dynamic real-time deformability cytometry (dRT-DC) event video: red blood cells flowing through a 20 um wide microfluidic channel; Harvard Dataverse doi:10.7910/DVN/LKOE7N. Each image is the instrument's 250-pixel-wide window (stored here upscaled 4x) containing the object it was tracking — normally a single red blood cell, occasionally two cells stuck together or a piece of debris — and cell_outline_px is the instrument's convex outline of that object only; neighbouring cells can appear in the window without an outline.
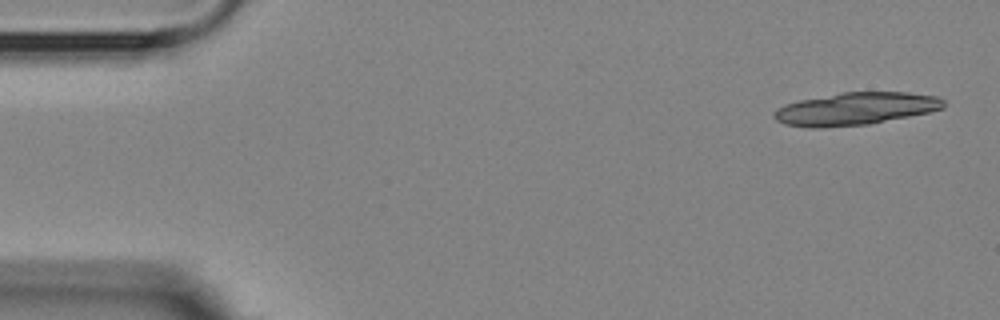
{"species": "Egyptian fruit bat (a non-hibernating species)", "species_latin": "Rousettus aegyptiacus", "temperature_condition": "room temperature", "stored_images_in_passage": 5, "camera_frame_rate_fps": 3000, "um_per_image_px": 0.085, "animal": {"sex": "female"}, "frame": {"image": 1, "passage_image": 1, "time_ms": 0.0, "image_size_px": [1000, 320], "cell_outline_px": [[944, 108], [928, 112], [868, 124], [820, 128], [812, 128], [784, 124], [776, 120], [772, 116], [772, 112], [784, 104], [800, 100], [840, 92], [908, 92], [936, 96], [944, 100]], "centroid_in_image_um": [72.67, 9.24], "position_along_channel_um": 12.3, "area_um2": 32.14}}
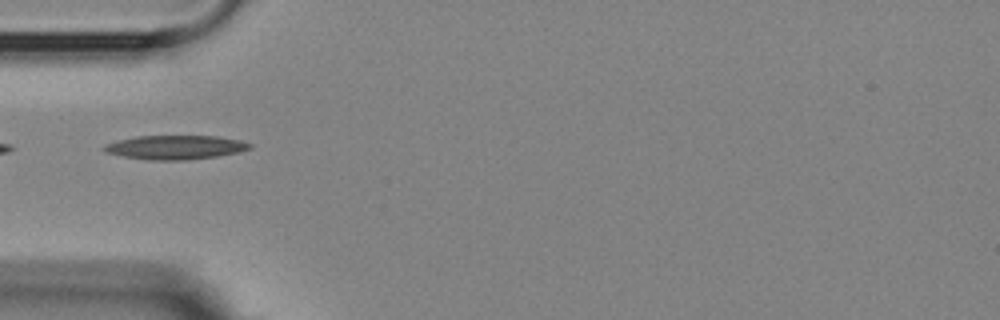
{"frame": {"image": 2, "passage_image": 5, "time_ms": 5.0, "image_size_px": [1000, 320], "cell_outline_px": [[252, 148], [240, 152], [216, 156], [184, 160], [148, 160], [124, 156], [108, 152], [100, 148], [104, 144], [136, 136], [216, 136], [240, 140], [252, 144]], "centroid_in_image_um": [14.92, 12.52], "position_along_channel_um": 70.1, "area_um2": 20.29}}